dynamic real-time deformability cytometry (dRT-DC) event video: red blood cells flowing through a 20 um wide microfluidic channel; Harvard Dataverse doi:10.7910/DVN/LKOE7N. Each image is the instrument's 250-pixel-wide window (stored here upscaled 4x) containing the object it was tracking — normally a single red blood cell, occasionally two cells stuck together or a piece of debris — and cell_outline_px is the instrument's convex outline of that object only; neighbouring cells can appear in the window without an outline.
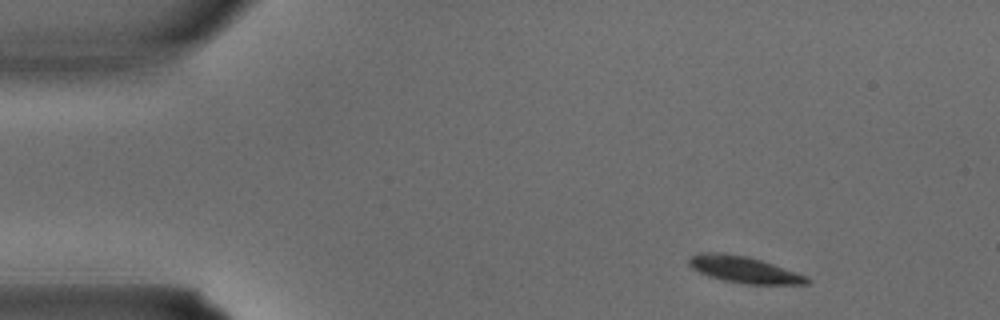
{"species": "common noctule bat (a hibernating species)", "species_latin": "Nyctalus noctula", "temperature_condition": "warm", "stored_images_in_passage": 3, "camera_frame_rate_fps": 3000, "um_per_image_px": 0.085, "animal": {"sex": "male", "body_mass_g": 15.6}, "frame": {"image": 1, "passage_image": 1, "time_ms": 0.0, "image_size_px": [1000, 320], "cell_outline_px": [[812, 280], [808, 284], [744, 284], [724, 280], [708, 276], [692, 268], [688, 264], [688, 256], [700, 252], [724, 252], [744, 256], [760, 260], [808, 276]], "centroid_in_image_um": [63.21, 22.91], "position_along_channel_um": 21.8, "area_um2": 18.26}}
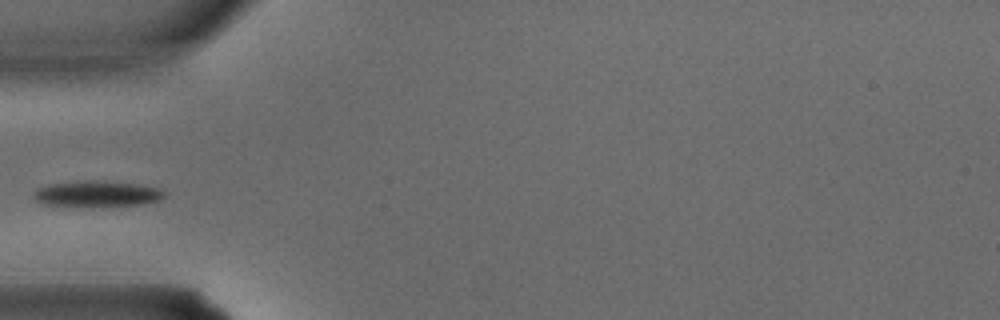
{"frame": {"image": 2, "passage_image": 3, "time_ms": 0.667, "image_size_px": [1000, 320], "cell_outline_px": [[164, 196], [156, 200], [144, 204], [80, 208], [44, 204], [32, 200], [32, 192], [40, 188], [52, 184], [88, 180], [104, 180], [136, 184], [156, 188], [164, 192]], "centroid_in_image_um": [8.15, 16.5], "position_along_channel_um": 76.9, "area_um2": 20.11}}